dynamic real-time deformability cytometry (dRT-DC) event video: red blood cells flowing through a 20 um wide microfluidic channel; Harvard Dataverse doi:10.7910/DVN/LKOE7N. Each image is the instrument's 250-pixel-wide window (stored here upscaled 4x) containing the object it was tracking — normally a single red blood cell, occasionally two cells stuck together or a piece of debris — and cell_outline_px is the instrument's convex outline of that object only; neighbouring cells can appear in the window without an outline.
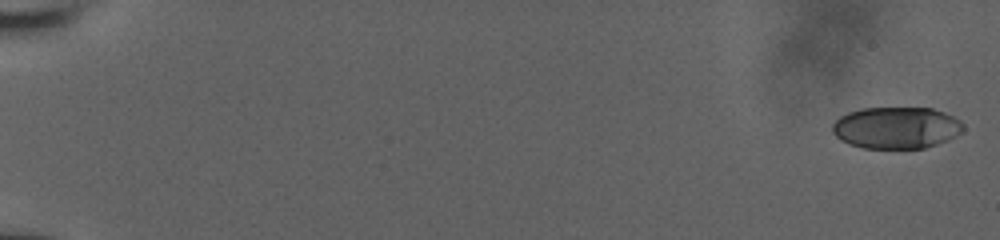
{"species": "human", "species_latin": "Homo sapiens", "temperature_condition": "room temperature", "stored_images_in_passage": 62, "camera_frame_rate_fps": 3000, "um_per_image_px": 0.085, "donor": {"sex": "male"}, "frame": {"image": 1, "passage_image": 1, "time_ms": 0.0, "image_size_px": [1000, 240], "cell_outline_px": [[964, 128], [956, 136], [948, 140], [924, 148], [864, 148], [848, 144], [840, 140], [832, 132], [832, 124], [840, 116], [848, 112], [864, 108], [932, 108], [944, 112], [960, 120], [964, 124]], "centroid_in_image_um": [76.18, 10.86], "position_along_channel_um": 8.8, "area_um2": 31.91}}
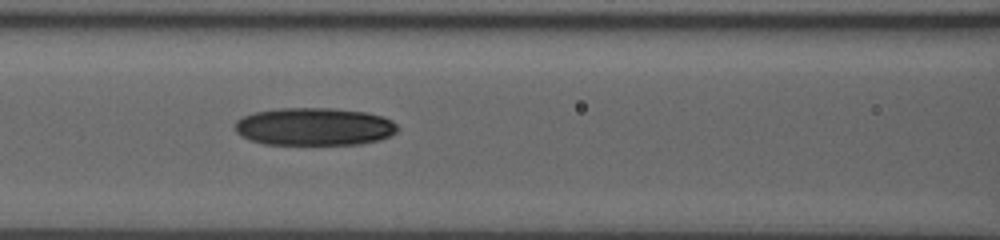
{"frame": {"image": 2, "passage_image": 53, "time_ms": 9.0, "image_size_px": [1000, 240], "cell_outline_px": [[400, 128], [396, 132], [380, 140], [360, 144], [264, 144], [240, 136], [236, 132], [236, 120], [252, 112], [280, 108], [332, 108], [368, 112], [384, 116], [392, 120]], "centroid_in_image_um": [26.74, 10.75], "position_along_channel_um": 139.9, "area_um2": 36.01}}
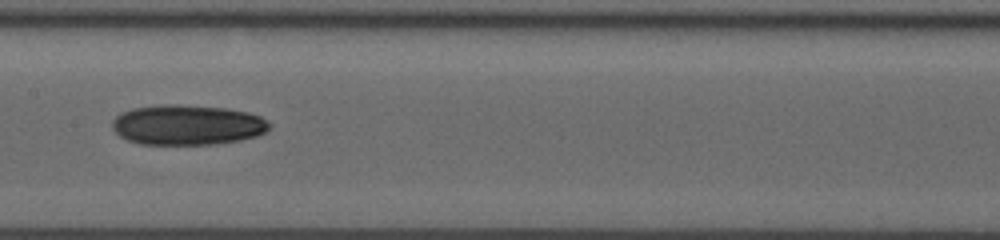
{"frame": {"image": 3, "passage_image": 61, "time_ms": 10.333, "image_size_px": [1000, 240], "cell_outline_px": [[272, 124], [264, 132], [256, 136], [240, 140], [216, 144], [140, 144], [128, 140], [120, 136], [112, 128], [112, 120], [120, 112], [132, 108], [164, 104], [176, 104], [228, 108], [248, 112], [260, 116], [268, 120]], "centroid_in_image_um": [15.92, 10.61], "position_along_channel_um": 191.5, "area_um2": 36.99}}